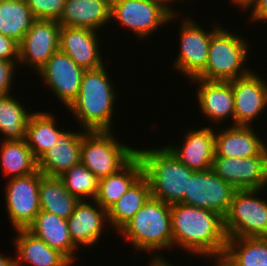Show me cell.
<instances>
[{"instance_id":"cell-9","label":"cell","mask_w":267,"mask_h":266,"mask_svg":"<svg viewBox=\"0 0 267 266\" xmlns=\"http://www.w3.org/2000/svg\"><path fill=\"white\" fill-rule=\"evenodd\" d=\"M236 189L220 178L211 168L193 171L188 179V192L181 203L227 214Z\"/></svg>"},{"instance_id":"cell-10","label":"cell","mask_w":267,"mask_h":266,"mask_svg":"<svg viewBox=\"0 0 267 266\" xmlns=\"http://www.w3.org/2000/svg\"><path fill=\"white\" fill-rule=\"evenodd\" d=\"M5 189V206L15 230L27 229L39 213L40 171L23 176L8 178Z\"/></svg>"},{"instance_id":"cell-22","label":"cell","mask_w":267,"mask_h":266,"mask_svg":"<svg viewBox=\"0 0 267 266\" xmlns=\"http://www.w3.org/2000/svg\"><path fill=\"white\" fill-rule=\"evenodd\" d=\"M15 240L16 266H73L59 250L50 248L27 229H18ZM24 263V264H23Z\"/></svg>"},{"instance_id":"cell-30","label":"cell","mask_w":267,"mask_h":266,"mask_svg":"<svg viewBox=\"0 0 267 266\" xmlns=\"http://www.w3.org/2000/svg\"><path fill=\"white\" fill-rule=\"evenodd\" d=\"M35 20L25 0L0 2V34L10 37L18 44Z\"/></svg>"},{"instance_id":"cell-29","label":"cell","mask_w":267,"mask_h":266,"mask_svg":"<svg viewBox=\"0 0 267 266\" xmlns=\"http://www.w3.org/2000/svg\"><path fill=\"white\" fill-rule=\"evenodd\" d=\"M0 163L9 178L23 177L38 170L37 159L25 139L1 141Z\"/></svg>"},{"instance_id":"cell-42","label":"cell","mask_w":267,"mask_h":266,"mask_svg":"<svg viewBox=\"0 0 267 266\" xmlns=\"http://www.w3.org/2000/svg\"><path fill=\"white\" fill-rule=\"evenodd\" d=\"M168 10H170L173 14H177V12L173 11L172 7L169 5L173 2H175L176 0H159ZM178 1V0H177ZM181 1H184V0H181Z\"/></svg>"},{"instance_id":"cell-14","label":"cell","mask_w":267,"mask_h":266,"mask_svg":"<svg viewBox=\"0 0 267 266\" xmlns=\"http://www.w3.org/2000/svg\"><path fill=\"white\" fill-rule=\"evenodd\" d=\"M84 69L58 49L37 72L68 108L77 98Z\"/></svg>"},{"instance_id":"cell-15","label":"cell","mask_w":267,"mask_h":266,"mask_svg":"<svg viewBox=\"0 0 267 266\" xmlns=\"http://www.w3.org/2000/svg\"><path fill=\"white\" fill-rule=\"evenodd\" d=\"M234 93V123L251 126L253 120L267 108V82L252 70L246 76L232 80Z\"/></svg>"},{"instance_id":"cell-26","label":"cell","mask_w":267,"mask_h":266,"mask_svg":"<svg viewBox=\"0 0 267 266\" xmlns=\"http://www.w3.org/2000/svg\"><path fill=\"white\" fill-rule=\"evenodd\" d=\"M80 200L64 187L62 179L40 172L39 203L40 209L66 219L74 212Z\"/></svg>"},{"instance_id":"cell-18","label":"cell","mask_w":267,"mask_h":266,"mask_svg":"<svg viewBox=\"0 0 267 266\" xmlns=\"http://www.w3.org/2000/svg\"><path fill=\"white\" fill-rule=\"evenodd\" d=\"M182 148L166 146L175 157L193 171L212 167L215 156V132L210 126L187 131Z\"/></svg>"},{"instance_id":"cell-39","label":"cell","mask_w":267,"mask_h":266,"mask_svg":"<svg viewBox=\"0 0 267 266\" xmlns=\"http://www.w3.org/2000/svg\"><path fill=\"white\" fill-rule=\"evenodd\" d=\"M154 256L155 257L152 258V261L150 262L149 266H174L173 264L168 262V260H165L163 256L161 255L159 256V253L157 254V256L156 255Z\"/></svg>"},{"instance_id":"cell-28","label":"cell","mask_w":267,"mask_h":266,"mask_svg":"<svg viewBox=\"0 0 267 266\" xmlns=\"http://www.w3.org/2000/svg\"><path fill=\"white\" fill-rule=\"evenodd\" d=\"M56 124L52 113L37 111L30 116L25 140L37 160L57 143L63 129L57 128Z\"/></svg>"},{"instance_id":"cell-12","label":"cell","mask_w":267,"mask_h":266,"mask_svg":"<svg viewBox=\"0 0 267 266\" xmlns=\"http://www.w3.org/2000/svg\"><path fill=\"white\" fill-rule=\"evenodd\" d=\"M60 30L56 20H35L18 45V62L38 72L59 49Z\"/></svg>"},{"instance_id":"cell-38","label":"cell","mask_w":267,"mask_h":266,"mask_svg":"<svg viewBox=\"0 0 267 266\" xmlns=\"http://www.w3.org/2000/svg\"><path fill=\"white\" fill-rule=\"evenodd\" d=\"M209 257H211V258L215 257L216 258L215 261H217L216 262L217 264H215V266H237L224 253L223 254H217V255L209 256Z\"/></svg>"},{"instance_id":"cell-27","label":"cell","mask_w":267,"mask_h":266,"mask_svg":"<svg viewBox=\"0 0 267 266\" xmlns=\"http://www.w3.org/2000/svg\"><path fill=\"white\" fill-rule=\"evenodd\" d=\"M151 197L148 179L142 175L108 210V224L120 230Z\"/></svg>"},{"instance_id":"cell-6","label":"cell","mask_w":267,"mask_h":266,"mask_svg":"<svg viewBox=\"0 0 267 266\" xmlns=\"http://www.w3.org/2000/svg\"><path fill=\"white\" fill-rule=\"evenodd\" d=\"M112 132L83 130L81 162L98 179L117 172L137 153V147L121 144Z\"/></svg>"},{"instance_id":"cell-25","label":"cell","mask_w":267,"mask_h":266,"mask_svg":"<svg viewBox=\"0 0 267 266\" xmlns=\"http://www.w3.org/2000/svg\"><path fill=\"white\" fill-rule=\"evenodd\" d=\"M143 175V165L136 153L121 169L99 179L98 192L94 200L105 210L117 202Z\"/></svg>"},{"instance_id":"cell-41","label":"cell","mask_w":267,"mask_h":266,"mask_svg":"<svg viewBox=\"0 0 267 266\" xmlns=\"http://www.w3.org/2000/svg\"><path fill=\"white\" fill-rule=\"evenodd\" d=\"M231 2H233V4L236 6H239L241 9L245 8V10H247V8L250 6V4L254 1V0H230Z\"/></svg>"},{"instance_id":"cell-11","label":"cell","mask_w":267,"mask_h":266,"mask_svg":"<svg viewBox=\"0 0 267 266\" xmlns=\"http://www.w3.org/2000/svg\"><path fill=\"white\" fill-rule=\"evenodd\" d=\"M192 18L182 20L180 27V52L174 68L189 80L196 78L206 67L212 35L221 27L216 24L212 31L198 26Z\"/></svg>"},{"instance_id":"cell-3","label":"cell","mask_w":267,"mask_h":266,"mask_svg":"<svg viewBox=\"0 0 267 266\" xmlns=\"http://www.w3.org/2000/svg\"><path fill=\"white\" fill-rule=\"evenodd\" d=\"M143 175L150 184L151 197L169 205L181 203L188 192V179L193 170L180 162L165 146L159 149H137Z\"/></svg>"},{"instance_id":"cell-4","label":"cell","mask_w":267,"mask_h":266,"mask_svg":"<svg viewBox=\"0 0 267 266\" xmlns=\"http://www.w3.org/2000/svg\"><path fill=\"white\" fill-rule=\"evenodd\" d=\"M119 233L137 251L151 253L173 248L171 205L150 197Z\"/></svg>"},{"instance_id":"cell-21","label":"cell","mask_w":267,"mask_h":266,"mask_svg":"<svg viewBox=\"0 0 267 266\" xmlns=\"http://www.w3.org/2000/svg\"><path fill=\"white\" fill-rule=\"evenodd\" d=\"M81 132L62 131L57 143L37 160L38 170L48 176L60 177L72 166L81 162Z\"/></svg>"},{"instance_id":"cell-36","label":"cell","mask_w":267,"mask_h":266,"mask_svg":"<svg viewBox=\"0 0 267 266\" xmlns=\"http://www.w3.org/2000/svg\"><path fill=\"white\" fill-rule=\"evenodd\" d=\"M18 43L10 37L0 34V60L13 61L18 64L19 47Z\"/></svg>"},{"instance_id":"cell-34","label":"cell","mask_w":267,"mask_h":266,"mask_svg":"<svg viewBox=\"0 0 267 266\" xmlns=\"http://www.w3.org/2000/svg\"><path fill=\"white\" fill-rule=\"evenodd\" d=\"M36 20L58 21L66 0H25Z\"/></svg>"},{"instance_id":"cell-5","label":"cell","mask_w":267,"mask_h":266,"mask_svg":"<svg viewBox=\"0 0 267 266\" xmlns=\"http://www.w3.org/2000/svg\"><path fill=\"white\" fill-rule=\"evenodd\" d=\"M246 39L220 27L211 37L205 69L196 77L208 81H231L251 71L247 64L249 46Z\"/></svg>"},{"instance_id":"cell-23","label":"cell","mask_w":267,"mask_h":266,"mask_svg":"<svg viewBox=\"0 0 267 266\" xmlns=\"http://www.w3.org/2000/svg\"><path fill=\"white\" fill-rule=\"evenodd\" d=\"M110 0H66L57 21L61 26L89 28L97 31L110 20Z\"/></svg>"},{"instance_id":"cell-20","label":"cell","mask_w":267,"mask_h":266,"mask_svg":"<svg viewBox=\"0 0 267 266\" xmlns=\"http://www.w3.org/2000/svg\"><path fill=\"white\" fill-rule=\"evenodd\" d=\"M197 83V102L201 112L214 123L227 120L234 122V93L231 81H208L199 78L191 79ZM195 81V82H194ZM227 118V119H226Z\"/></svg>"},{"instance_id":"cell-7","label":"cell","mask_w":267,"mask_h":266,"mask_svg":"<svg viewBox=\"0 0 267 266\" xmlns=\"http://www.w3.org/2000/svg\"><path fill=\"white\" fill-rule=\"evenodd\" d=\"M263 189L236 190L224 217L227 238L267 237V201Z\"/></svg>"},{"instance_id":"cell-40","label":"cell","mask_w":267,"mask_h":266,"mask_svg":"<svg viewBox=\"0 0 267 266\" xmlns=\"http://www.w3.org/2000/svg\"><path fill=\"white\" fill-rule=\"evenodd\" d=\"M0 266H16L15 258L0 254Z\"/></svg>"},{"instance_id":"cell-24","label":"cell","mask_w":267,"mask_h":266,"mask_svg":"<svg viewBox=\"0 0 267 266\" xmlns=\"http://www.w3.org/2000/svg\"><path fill=\"white\" fill-rule=\"evenodd\" d=\"M27 230L50 248L59 250L72 263L76 260L75 252L78 247L72 242L66 219L40 210Z\"/></svg>"},{"instance_id":"cell-19","label":"cell","mask_w":267,"mask_h":266,"mask_svg":"<svg viewBox=\"0 0 267 266\" xmlns=\"http://www.w3.org/2000/svg\"><path fill=\"white\" fill-rule=\"evenodd\" d=\"M217 132H215V156L228 158L267 156L264 142L252 126L230 125L227 129L219 128Z\"/></svg>"},{"instance_id":"cell-31","label":"cell","mask_w":267,"mask_h":266,"mask_svg":"<svg viewBox=\"0 0 267 266\" xmlns=\"http://www.w3.org/2000/svg\"><path fill=\"white\" fill-rule=\"evenodd\" d=\"M224 254L237 266H267V237L227 238Z\"/></svg>"},{"instance_id":"cell-43","label":"cell","mask_w":267,"mask_h":266,"mask_svg":"<svg viewBox=\"0 0 267 266\" xmlns=\"http://www.w3.org/2000/svg\"><path fill=\"white\" fill-rule=\"evenodd\" d=\"M264 148H265V150L267 151V144H265V143H264Z\"/></svg>"},{"instance_id":"cell-35","label":"cell","mask_w":267,"mask_h":266,"mask_svg":"<svg viewBox=\"0 0 267 266\" xmlns=\"http://www.w3.org/2000/svg\"><path fill=\"white\" fill-rule=\"evenodd\" d=\"M16 66V62L0 60V95L10 94Z\"/></svg>"},{"instance_id":"cell-16","label":"cell","mask_w":267,"mask_h":266,"mask_svg":"<svg viewBox=\"0 0 267 266\" xmlns=\"http://www.w3.org/2000/svg\"><path fill=\"white\" fill-rule=\"evenodd\" d=\"M97 33L89 28L61 26L59 49L84 70L100 68L104 62Z\"/></svg>"},{"instance_id":"cell-32","label":"cell","mask_w":267,"mask_h":266,"mask_svg":"<svg viewBox=\"0 0 267 266\" xmlns=\"http://www.w3.org/2000/svg\"><path fill=\"white\" fill-rule=\"evenodd\" d=\"M26 112L19 99L12 95H0V133L5 141L23 140L26 137V128L32 112Z\"/></svg>"},{"instance_id":"cell-33","label":"cell","mask_w":267,"mask_h":266,"mask_svg":"<svg viewBox=\"0 0 267 266\" xmlns=\"http://www.w3.org/2000/svg\"><path fill=\"white\" fill-rule=\"evenodd\" d=\"M60 178L65 189L80 201L85 197L93 201L97 195L99 179L82 162L72 166Z\"/></svg>"},{"instance_id":"cell-37","label":"cell","mask_w":267,"mask_h":266,"mask_svg":"<svg viewBox=\"0 0 267 266\" xmlns=\"http://www.w3.org/2000/svg\"><path fill=\"white\" fill-rule=\"evenodd\" d=\"M247 9L252 11L250 20L255 22L267 20V0H254Z\"/></svg>"},{"instance_id":"cell-17","label":"cell","mask_w":267,"mask_h":266,"mask_svg":"<svg viewBox=\"0 0 267 266\" xmlns=\"http://www.w3.org/2000/svg\"><path fill=\"white\" fill-rule=\"evenodd\" d=\"M86 200L88 199L81 200L74 212L67 218L70 237L78 248L93 247L97 244L99 238L102 237L103 225L105 222L108 223L107 210L95 200L93 202Z\"/></svg>"},{"instance_id":"cell-13","label":"cell","mask_w":267,"mask_h":266,"mask_svg":"<svg viewBox=\"0 0 267 266\" xmlns=\"http://www.w3.org/2000/svg\"><path fill=\"white\" fill-rule=\"evenodd\" d=\"M211 169L236 190L267 187V156H214Z\"/></svg>"},{"instance_id":"cell-2","label":"cell","mask_w":267,"mask_h":266,"mask_svg":"<svg viewBox=\"0 0 267 266\" xmlns=\"http://www.w3.org/2000/svg\"><path fill=\"white\" fill-rule=\"evenodd\" d=\"M103 65L85 70L77 98L68 107L84 131H111L117 93Z\"/></svg>"},{"instance_id":"cell-1","label":"cell","mask_w":267,"mask_h":266,"mask_svg":"<svg viewBox=\"0 0 267 266\" xmlns=\"http://www.w3.org/2000/svg\"><path fill=\"white\" fill-rule=\"evenodd\" d=\"M173 248L209 257L225 252L224 218L211 210L184 203L171 205Z\"/></svg>"},{"instance_id":"cell-8","label":"cell","mask_w":267,"mask_h":266,"mask_svg":"<svg viewBox=\"0 0 267 266\" xmlns=\"http://www.w3.org/2000/svg\"><path fill=\"white\" fill-rule=\"evenodd\" d=\"M159 0H117L111 3L110 20L132 30L140 38L148 37L158 27L175 19Z\"/></svg>"}]
</instances>
